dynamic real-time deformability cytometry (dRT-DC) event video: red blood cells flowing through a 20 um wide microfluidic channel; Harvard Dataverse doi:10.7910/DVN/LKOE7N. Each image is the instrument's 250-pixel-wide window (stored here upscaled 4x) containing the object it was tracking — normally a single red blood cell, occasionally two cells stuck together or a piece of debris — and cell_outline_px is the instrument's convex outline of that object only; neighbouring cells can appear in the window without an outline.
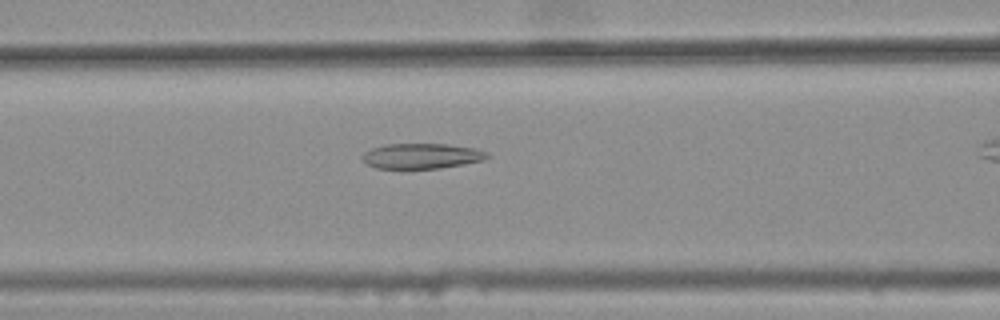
{"species": "common noctule bat (a hibernating species)", "species_latin": "Nyctalus noctula", "temperature_condition": "warm", "stored_images_in_passage": 34, "camera_frame_rate_fps": 3000, "um_per_image_px": 0.085, "animal": {"sex": "female", "body_mass_g": 25.1}, "frame": {"image": 1, "passage_image": 13, "time_ms": 4.0, "image_size_px": [1000, 320], "cell_outline_px": [[492, 156], [484, 160], [440, 168], [376, 168], [368, 164], [360, 156], [364, 152], [372, 148], [384, 144], [448, 144], [476, 148], [488, 152]], "centroid_in_image_um": [35.87, 13.25], "position_along_channel_um": 130.7, "area_um2": 18.44}}
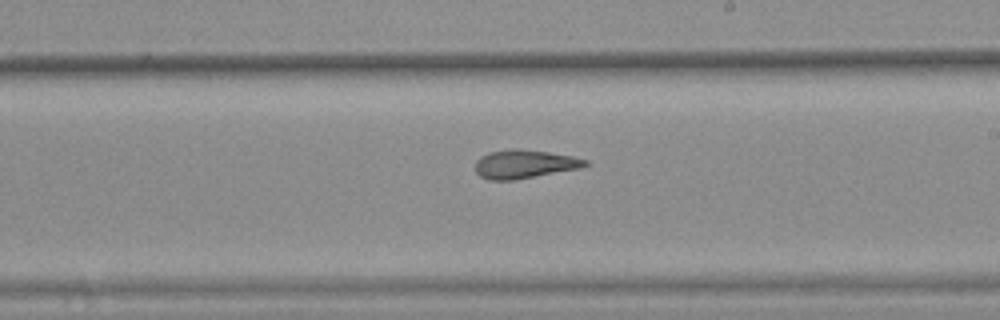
{"frame": {"image": 2, "passage_image": 22, "time_ms": 7.0, "image_size_px": [1000, 320], "cell_outline_px": [[592, 164], [580, 168], [516, 180], [488, 180], [480, 176], [476, 172], [476, 160], [480, 156], [488, 152], [512, 148], [516, 148], [548, 152], [572, 156], [588, 160]], "centroid_in_image_um": [44.58, 13.94], "position_along_channel_um": 244.4, "area_um2": 18.5}}
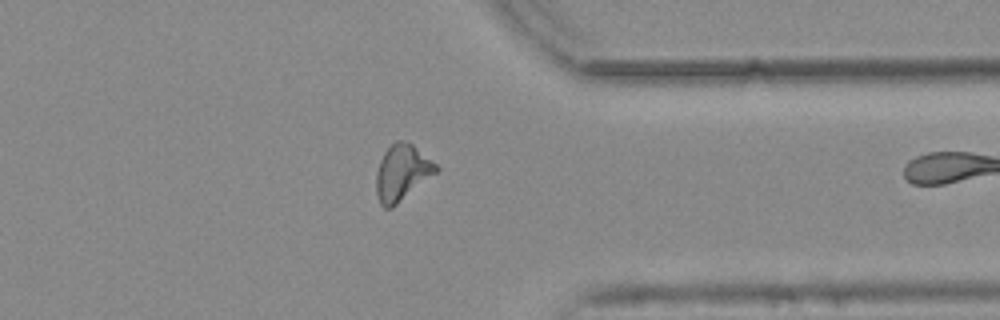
{"frame": {"image": 3, "passage_image": 33, "time_ms": 10.667, "image_size_px": [1000, 320], "cell_outline_px": [[440, 172], [392, 208], [384, 208], [380, 204], [376, 192], [376, 172], [380, 160], [384, 152], [396, 140], [404, 140], [412, 144], [436, 164], [440, 168]], "centroid_in_image_um": [34.2, 14.7], "position_along_channel_um": 377.2, "area_um2": 19.83}}